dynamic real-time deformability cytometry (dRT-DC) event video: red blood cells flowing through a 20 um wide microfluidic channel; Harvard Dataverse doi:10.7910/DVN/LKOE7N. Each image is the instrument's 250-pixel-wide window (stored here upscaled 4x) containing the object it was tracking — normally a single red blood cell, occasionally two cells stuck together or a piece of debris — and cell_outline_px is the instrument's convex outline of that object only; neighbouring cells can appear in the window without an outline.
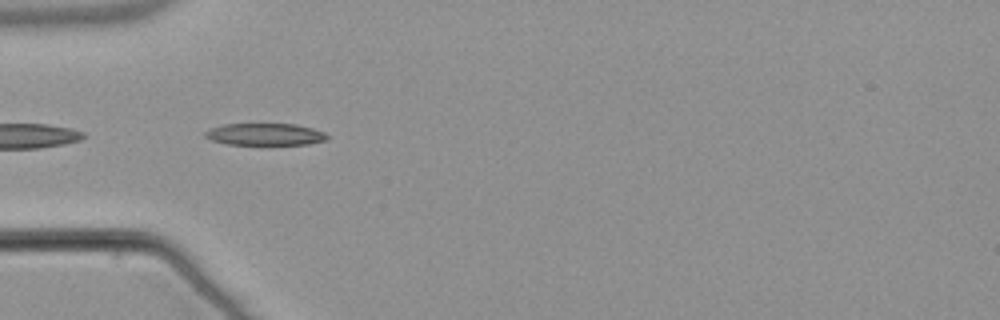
{"species": "common noctule bat (a hibernating species)", "species_latin": "Nyctalus noctula", "temperature_condition": "warm", "stored_images_in_passage": 11, "camera_frame_rate_fps": 3000, "um_per_image_px": 0.085, "animal": {"sex": "male", "body_mass_g": 21.5, "forearm_length_mm": 52.0}, "frame": {"image": 1, "passage_image": 1, "time_ms": 0.0, "image_size_px": [1000, 320], "cell_outline_px": [[328, 140], [308, 144], [268, 148], [228, 144], [212, 140], [204, 136], [204, 132], [208, 128], [224, 124], [296, 124], [312, 128], [324, 132], [328, 136]], "centroid_in_image_um": [22.54, 11.47], "position_along_channel_um": 62.5, "area_um2": 16.76}}